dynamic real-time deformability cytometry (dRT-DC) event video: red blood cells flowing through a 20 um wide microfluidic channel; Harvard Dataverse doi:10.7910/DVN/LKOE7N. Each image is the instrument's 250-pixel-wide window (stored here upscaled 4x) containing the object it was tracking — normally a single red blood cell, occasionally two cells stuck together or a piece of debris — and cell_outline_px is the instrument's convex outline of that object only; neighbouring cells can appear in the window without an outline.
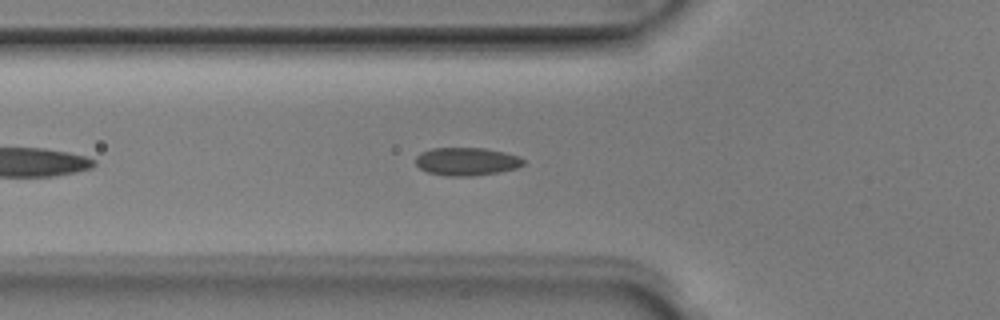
{"species": "Egyptian fruit bat (a non-hibernating species)", "species_latin": "Rousettus aegyptiacus", "temperature_condition": "room temperature", "stored_images_in_passage": 38, "camera_frame_rate_fps": 3000, "um_per_image_px": 0.085, "animal": {"sex": "male"}, "frame": {"image": 1, "passage_image": 4, "time_ms": 1.0, "image_size_px": [1000, 320], "cell_outline_px": [[524, 164], [516, 168], [500, 172], [468, 176], [444, 176], [428, 172], [420, 168], [416, 164], [416, 156], [420, 152], [432, 148], [484, 148], [504, 152], [520, 156], [524, 160]], "centroid_in_image_um": [39.66, 13.72], "position_along_channel_um": 86.1, "area_um2": 17.63}}
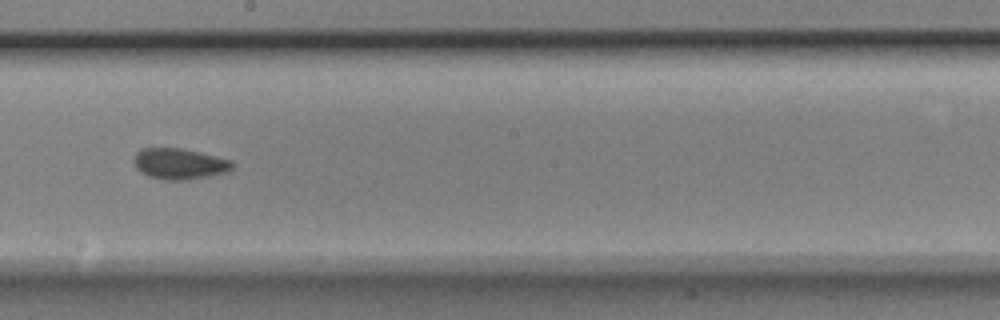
{"frame": {"image": 2, "passage_image": 15, "time_ms": 4.667, "image_size_px": [1000, 320], "cell_outline_px": [[236, 164], [228, 172], [188, 180], [164, 180], [148, 176], [140, 172], [136, 168], [132, 160], [136, 152], [140, 148], [184, 148], [232, 160]], "centroid_in_image_um": [15.25, 13.92], "position_along_channel_um": 233.0, "area_um2": 18.09}}
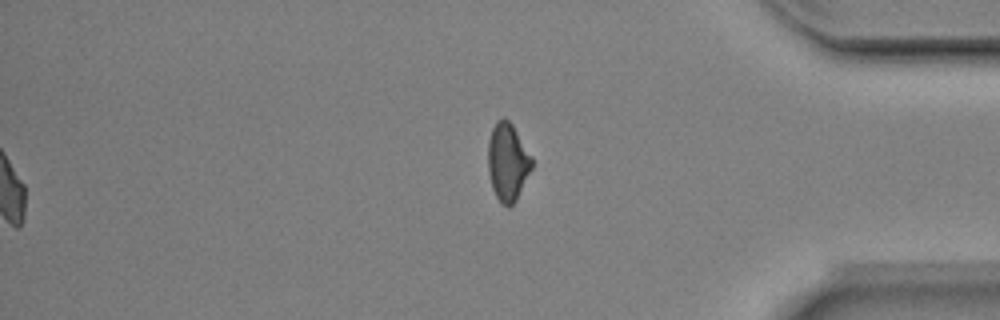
{"frame": {"image": 3, "passage_image": 38, "time_ms": 12.333, "image_size_px": [1000, 320], "cell_outline_px": [[532, 168], [516, 200], [508, 208], [500, 204], [492, 188], [488, 172], [488, 140], [492, 128], [496, 120], [504, 116], [512, 124], [532, 156]], "centroid_in_image_um": [43.14, 13.76], "position_along_channel_um": 392.1, "area_um2": 20.06}, "authors_computed_cell_mechanics": {"area_um2": 17.2244, "velocity_mm_per_s": 3.9948, "shape_relaxation_time_tau1_ms": null, "shape_relaxation_time_tau2_ms": 1.8064, "deformation_change_tau1": null, "deformation_change_tau2": 0.0637}}